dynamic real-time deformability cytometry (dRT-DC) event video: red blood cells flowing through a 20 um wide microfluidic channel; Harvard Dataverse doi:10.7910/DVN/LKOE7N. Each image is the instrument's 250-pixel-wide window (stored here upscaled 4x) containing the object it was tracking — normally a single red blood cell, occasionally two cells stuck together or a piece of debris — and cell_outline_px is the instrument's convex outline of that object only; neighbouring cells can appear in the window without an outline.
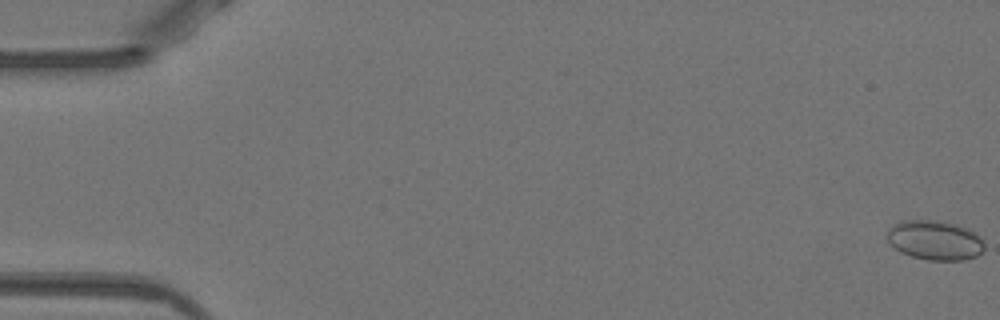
{"species": "Egyptian fruit bat (a non-hibernating species)", "species_latin": "Rousettus aegyptiacus", "temperature_condition": "warm", "stored_images_in_passage": 53, "camera_frame_rate_fps": 3000, "um_per_image_px": 0.085, "animal": {"sex": "female"}, "frame": {"image": 1, "passage_image": 1, "time_ms": 0.0, "image_size_px": [1000, 320], "cell_outline_px": [[984, 248], [976, 256], [964, 260], [928, 260], [912, 256], [900, 252], [892, 248], [888, 244], [888, 228], [892, 224], [900, 220], [936, 220], [956, 224], [980, 236], [984, 240]], "centroid_in_image_um": [79.41, 20.41], "position_along_channel_um": 5.6, "area_um2": 22.54}}
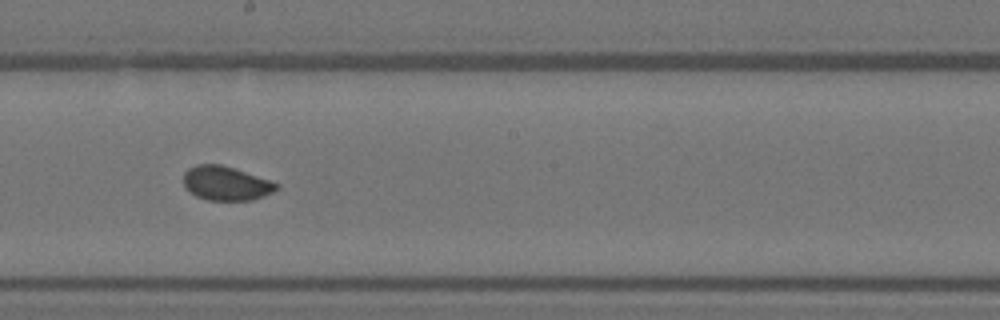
{"frame": {"image": 2, "passage_image": 30, "time_ms": 9.667, "image_size_px": [1000, 320], "cell_outline_px": [[280, 188], [272, 192], [252, 200], [208, 200], [196, 196], [184, 188], [184, 172], [188, 168], [196, 164], [220, 164], [236, 168], [280, 184]], "centroid_in_image_um": [19.2, 15.57], "position_along_channel_um": 229.0, "area_um2": 18.61}}
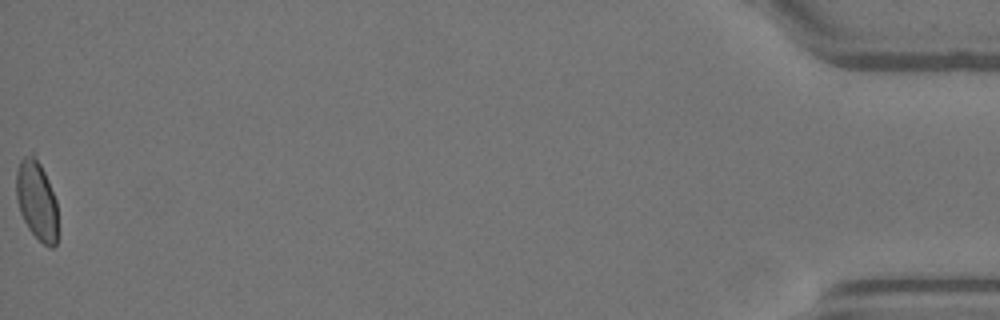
{"frame": {"image": 3, "passage_image": 53, "time_ms": 17.333, "image_size_px": [1000, 320], "cell_outline_px": [[56, 244], [52, 248], [48, 248], [28, 228], [20, 212], [16, 200], [16, 172], [20, 160], [24, 156], [32, 152], [40, 164], [48, 180], [56, 200]], "centroid_in_image_um": [3.09, 17.01], "position_along_channel_um": 432.1, "area_um2": 19.02}, "authors_computed_cell_mechanics": {"area_um2": 19.074, "velocity_mm_per_s": 3.9445, "shape_relaxation_time_tau1_ms": 7.0827, "shape_relaxation_time_tau2_ms": null, "deformation_change_tau1": 0.1028, "deformation_change_tau2": null}}